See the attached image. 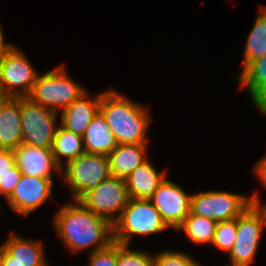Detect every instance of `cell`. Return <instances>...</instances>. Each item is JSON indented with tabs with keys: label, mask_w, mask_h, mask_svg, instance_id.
<instances>
[{
	"label": "cell",
	"mask_w": 266,
	"mask_h": 266,
	"mask_svg": "<svg viewBox=\"0 0 266 266\" xmlns=\"http://www.w3.org/2000/svg\"><path fill=\"white\" fill-rule=\"evenodd\" d=\"M65 167L63 178L74 194L73 200H80L111 176L108 156L102 154H81Z\"/></svg>",
	"instance_id": "obj_5"
},
{
	"label": "cell",
	"mask_w": 266,
	"mask_h": 266,
	"mask_svg": "<svg viewBox=\"0 0 266 266\" xmlns=\"http://www.w3.org/2000/svg\"><path fill=\"white\" fill-rule=\"evenodd\" d=\"M154 256L140 250H131L128 245L117 243L116 266H153Z\"/></svg>",
	"instance_id": "obj_25"
},
{
	"label": "cell",
	"mask_w": 266,
	"mask_h": 266,
	"mask_svg": "<svg viewBox=\"0 0 266 266\" xmlns=\"http://www.w3.org/2000/svg\"><path fill=\"white\" fill-rule=\"evenodd\" d=\"M250 206L251 199L226 191H207L192 194L190 212L217 222L238 218Z\"/></svg>",
	"instance_id": "obj_6"
},
{
	"label": "cell",
	"mask_w": 266,
	"mask_h": 266,
	"mask_svg": "<svg viewBox=\"0 0 266 266\" xmlns=\"http://www.w3.org/2000/svg\"><path fill=\"white\" fill-rule=\"evenodd\" d=\"M22 173H4L0 175V195L7 199L20 181Z\"/></svg>",
	"instance_id": "obj_28"
},
{
	"label": "cell",
	"mask_w": 266,
	"mask_h": 266,
	"mask_svg": "<svg viewBox=\"0 0 266 266\" xmlns=\"http://www.w3.org/2000/svg\"><path fill=\"white\" fill-rule=\"evenodd\" d=\"M165 178L147 159L125 179L130 198L148 199Z\"/></svg>",
	"instance_id": "obj_18"
},
{
	"label": "cell",
	"mask_w": 266,
	"mask_h": 266,
	"mask_svg": "<svg viewBox=\"0 0 266 266\" xmlns=\"http://www.w3.org/2000/svg\"><path fill=\"white\" fill-rule=\"evenodd\" d=\"M63 66L48 71L44 75H38L26 98L35 104L58 112L59 108L64 110L85 94L86 91L68 77Z\"/></svg>",
	"instance_id": "obj_3"
},
{
	"label": "cell",
	"mask_w": 266,
	"mask_h": 266,
	"mask_svg": "<svg viewBox=\"0 0 266 266\" xmlns=\"http://www.w3.org/2000/svg\"><path fill=\"white\" fill-rule=\"evenodd\" d=\"M153 266H200V264L182 252L164 251L154 256Z\"/></svg>",
	"instance_id": "obj_26"
},
{
	"label": "cell",
	"mask_w": 266,
	"mask_h": 266,
	"mask_svg": "<svg viewBox=\"0 0 266 266\" xmlns=\"http://www.w3.org/2000/svg\"><path fill=\"white\" fill-rule=\"evenodd\" d=\"M85 153L108 156L118 145L106 120L98 112L83 135Z\"/></svg>",
	"instance_id": "obj_19"
},
{
	"label": "cell",
	"mask_w": 266,
	"mask_h": 266,
	"mask_svg": "<svg viewBox=\"0 0 266 266\" xmlns=\"http://www.w3.org/2000/svg\"><path fill=\"white\" fill-rule=\"evenodd\" d=\"M264 228L261 215L250 206L237 218V236L228 253L232 266H250L259 245Z\"/></svg>",
	"instance_id": "obj_10"
},
{
	"label": "cell",
	"mask_w": 266,
	"mask_h": 266,
	"mask_svg": "<svg viewBox=\"0 0 266 266\" xmlns=\"http://www.w3.org/2000/svg\"><path fill=\"white\" fill-rule=\"evenodd\" d=\"M4 173H21L15 164L12 150L0 149V175Z\"/></svg>",
	"instance_id": "obj_29"
},
{
	"label": "cell",
	"mask_w": 266,
	"mask_h": 266,
	"mask_svg": "<svg viewBox=\"0 0 266 266\" xmlns=\"http://www.w3.org/2000/svg\"><path fill=\"white\" fill-rule=\"evenodd\" d=\"M21 98H11L0 113V149L14 150L23 143Z\"/></svg>",
	"instance_id": "obj_17"
},
{
	"label": "cell",
	"mask_w": 266,
	"mask_h": 266,
	"mask_svg": "<svg viewBox=\"0 0 266 266\" xmlns=\"http://www.w3.org/2000/svg\"><path fill=\"white\" fill-rule=\"evenodd\" d=\"M255 172L258 175L261 183L266 186V156L263 157L257 164L255 165Z\"/></svg>",
	"instance_id": "obj_31"
},
{
	"label": "cell",
	"mask_w": 266,
	"mask_h": 266,
	"mask_svg": "<svg viewBox=\"0 0 266 266\" xmlns=\"http://www.w3.org/2000/svg\"><path fill=\"white\" fill-rule=\"evenodd\" d=\"M146 145L141 144H118L108 154L111 176L126 179L146 159Z\"/></svg>",
	"instance_id": "obj_15"
},
{
	"label": "cell",
	"mask_w": 266,
	"mask_h": 266,
	"mask_svg": "<svg viewBox=\"0 0 266 266\" xmlns=\"http://www.w3.org/2000/svg\"><path fill=\"white\" fill-rule=\"evenodd\" d=\"M1 247L8 253V264L47 266L41 242L25 240L12 233Z\"/></svg>",
	"instance_id": "obj_16"
},
{
	"label": "cell",
	"mask_w": 266,
	"mask_h": 266,
	"mask_svg": "<svg viewBox=\"0 0 266 266\" xmlns=\"http://www.w3.org/2000/svg\"><path fill=\"white\" fill-rule=\"evenodd\" d=\"M0 266H2V262H1V246H0Z\"/></svg>",
	"instance_id": "obj_36"
},
{
	"label": "cell",
	"mask_w": 266,
	"mask_h": 266,
	"mask_svg": "<svg viewBox=\"0 0 266 266\" xmlns=\"http://www.w3.org/2000/svg\"><path fill=\"white\" fill-rule=\"evenodd\" d=\"M191 196L179 185L164 179L148 198L168 227L177 228L190 213Z\"/></svg>",
	"instance_id": "obj_11"
},
{
	"label": "cell",
	"mask_w": 266,
	"mask_h": 266,
	"mask_svg": "<svg viewBox=\"0 0 266 266\" xmlns=\"http://www.w3.org/2000/svg\"><path fill=\"white\" fill-rule=\"evenodd\" d=\"M52 153L57 164L62 168V158H67V163L85 153L83 136L69 131L61 125L57 127L52 145Z\"/></svg>",
	"instance_id": "obj_20"
},
{
	"label": "cell",
	"mask_w": 266,
	"mask_h": 266,
	"mask_svg": "<svg viewBox=\"0 0 266 266\" xmlns=\"http://www.w3.org/2000/svg\"><path fill=\"white\" fill-rule=\"evenodd\" d=\"M37 76L29 59L16 47L0 60V89L12 98L27 97Z\"/></svg>",
	"instance_id": "obj_9"
},
{
	"label": "cell",
	"mask_w": 266,
	"mask_h": 266,
	"mask_svg": "<svg viewBox=\"0 0 266 266\" xmlns=\"http://www.w3.org/2000/svg\"><path fill=\"white\" fill-rule=\"evenodd\" d=\"M244 54V70L252 61L266 55V7L260 13L251 30Z\"/></svg>",
	"instance_id": "obj_22"
},
{
	"label": "cell",
	"mask_w": 266,
	"mask_h": 266,
	"mask_svg": "<svg viewBox=\"0 0 266 266\" xmlns=\"http://www.w3.org/2000/svg\"><path fill=\"white\" fill-rule=\"evenodd\" d=\"M57 112L21 98V125L23 143L52 148L57 127L55 126Z\"/></svg>",
	"instance_id": "obj_8"
},
{
	"label": "cell",
	"mask_w": 266,
	"mask_h": 266,
	"mask_svg": "<svg viewBox=\"0 0 266 266\" xmlns=\"http://www.w3.org/2000/svg\"><path fill=\"white\" fill-rule=\"evenodd\" d=\"M252 206L256 209V211L261 215L264 227H266V205H264L262 208L260 207L259 198L257 196V193L253 194L251 197Z\"/></svg>",
	"instance_id": "obj_32"
},
{
	"label": "cell",
	"mask_w": 266,
	"mask_h": 266,
	"mask_svg": "<svg viewBox=\"0 0 266 266\" xmlns=\"http://www.w3.org/2000/svg\"><path fill=\"white\" fill-rule=\"evenodd\" d=\"M3 39L4 35L0 26V60L15 47L14 45L9 43L5 44Z\"/></svg>",
	"instance_id": "obj_33"
},
{
	"label": "cell",
	"mask_w": 266,
	"mask_h": 266,
	"mask_svg": "<svg viewBox=\"0 0 266 266\" xmlns=\"http://www.w3.org/2000/svg\"><path fill=\"white\" fill-rule=\"evenodd\" d=\"M117 243L112 242L107 248L91 252L88 266H116Z\"/></svg>",
	"instance_id": "obj_27"
},
{
	"label": "cell",
	"mask_w": 266,
	"mask_h": 266,
	"mask_svg": "<svg viewBox=\"0 0 266 266\" xmlns=\"http://www.w3.org/2000/svg\"><path fill=\"white\" fill-rule=\"evenodd\" d=\"M237 236V218L218 222L212 245L217 249L230 252Z\"/></svg>",
	"instance_id": "obj_24"
},
{
	"label": "cell",
	"mask_w": 266,
	"mask_h": 266,
	"mask_svg": "<svg viewBox=\"0 0 266 266\" xmlns=\"http://www.w3.org/2000/svg\"><path fill=\"white\" fill-rule=\"evenodd\" d=\"M126 180L110 176L102 181L96 188L88 191L79 201L94 214L107 219L113 224L129 203ZM119 213L116 218L114 213Z\"/></svg>",
	"instance_id": "obj_7"
},
{
	"label": "cell",
	"mask_w": 266,
	"mask_h": 266,
	"mask_svg": "<svg viewBox=\"0 0 266 266\" xmlns=\"http://www.w3.org/2000/svg\"><path fill=\"white\" fill-rule=\"evenodd\" d=\"M12 97L8 94H6L4 91L0 89V113L2 108L5 106V104L11 99Z\"/></svg>",
	"instance_id": "obj_34"
},
{
	"label": "cell",
	"mask_w": 266,
	"mask_h": 266,
	"mask_svg": "<svg viewBox=\"0 0 266 266\" xmlns=\"http://www.w3.org/2000/svg\"><path fill=\"white\" fill-rule=\"evenodd\" d=\"M217 224L218 222L215 220L190 212L183 223L177 228V231L184 230L193 243L201 245L203 243H212Z\"/></svg>",
	"instance_id": "obj_21"
},
{
	"label": "cell",
	"mask_w": 266,
	"mask_h": 266,
	"mask_svg": "<svg viewBox=\"0 0 266 266\" xmlns=\"http://www.w3.org/2000/svg\"><path fill=\"white\" fill-rule=\"evenodd\" d=\"M15 164L20 172L27 176L52 179L51 170L62 172L51 148H41L20 144L13 150Z\"/></svg>",
	"instance_id": "obj_13"
},
{
	"label": "cell",
	"mask_w": 266,
	"mask_h": 266,
	"mask_svg": "<svg viewBox=\"0 0 266 266\" xmlns=\"http://www.w3.org/2000/svg\"><path fill=\"white\" fill-rule=\"evenodd\" d=\"M237 78L242 86L248 88L252 98L266 85V55L252 61Z\"/></svg>",
	"instance_id": "obj_23"
},
{
	"label": "cell",
	"mask_w": 266,
	"mask_h": 266,
	"mask_svg": "<svg viewBox=\"0 0 266 266\" xmlns=\"http://www.w3.org/2000/svg\"><path fill=\"white\" fill-rule=\"evenodd\" d=\"M99 112L106 120L118 144L147 143L149 112L143 105L114 90L101 93Z\"/></svg>",
	"instance_id": "obj_2"
},
{
	"label": "cell",
	"mask_w": 266,
	"mask_h": 266,
	"mask_svg": "<svg viewBox=\"0 0 266 266\" xmlns=\"http://www.w3.org/2000/svg\"><path fill=\"white\" fill-rule=\"evenodd\" d=\"M251 99L260 112L266 115V85H264Z\"/></svg>",
	"instance_id": "obj_30"
},
{
	"label": "cell",
	"mask_w": 266,
	"mask_h": 266,
	"mask_svg": "<svg viewBox=\"0 0 266 266\" xmlns=\"http://www.w3.org/2000/svg\"><path fill=\"white\" fill-rule=\"evenodd\" d=\"M54 225L58 236L71 251L92 247V253L107 248L113 241V225L94 214L79 200L57 212Z\"/></svg>",
	"instance_id": "obj_1"
},
{
	"label": "cell",
	"mask_w": 266,
	"mask_h": 266,
	"mask_svg": "<svg viewBox=\"0 0 266 266\" xmlns=\"http://www.w3.org/2000/svg\"><path fill=\"white\" fill-rule=\"evenodd\" d=\"M87 93L62 110L61 126L81 136L84 135L94 116L99 112L101 94L87 99Z\"/></svg>",
	"instance_id": "obj_14"
},
{
	"label": "cell",
	"mask_w": 266,
	"mask_h": 266,
	"mask_svg": "<svg viewBox=\"0 0 266 266\" xmlns=\"http://www.w3.org/2000/svg\"><path fill=\"white\" fill-rule=\"evenodd\" d=\"M53 179L22 174L12 194L6 199L12 210L26 216L50 197Z\"/></svg>",
	"instance_id": "obj_12"
},
{
	"label": "cell",
	"mask_w": 266,
	"mask_h": 266,
	"mask_svg": "<svg viewBox=\"0 0 266 266\" xmlns=\"http://www.w3.org/2000/svg\"><path fill=\"white\" fill-rule=\"evenodd\" d=\"M113 225V241L128 245L134 234L148 235L167 228V224L148 199L130 198Z\"/></svg>",
	"instance_id": "obj_4"
},
{
	"label": "cell",
	"mask_w": 266,
	"mask_h": 266,
	"mask_svg": "<svg viewBox=\"0 0 266 266\" xmlns=\"http://www.w3.org/2000/svg\"><path fill=\"white\" fill-rule=\"evenodd\" d=\"M2 266H18L17 264H8V253L1 247Z\"/></svg>",
	"instance_id": "obj_35"
}]
</instances>
